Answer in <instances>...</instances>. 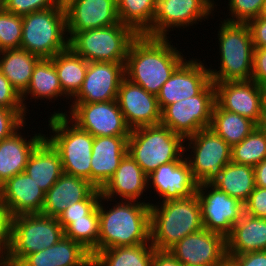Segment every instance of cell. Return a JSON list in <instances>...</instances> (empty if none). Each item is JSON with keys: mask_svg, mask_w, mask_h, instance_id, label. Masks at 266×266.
<instances>
[{"mask_svg": "<svg viewBox=\"0 0 266 266\" xmlns=\"http://www.w3.org/2000/svg\"><path fill=\"white\" fill-rule=\"evenodd\" d=\"M168 37L138 35L130 44L125 78L157 96L162 85L185 60ZM174 46V47H173Z\"/></svg>", "mask_w": 266, "mask_h": 266, "instance_id": "6da1fadb", "label": "cell"}, {"mask_svg": "<svg viewBox=\"0 0 266 266\" xmlns=\"http://www.w3.org/2000/svg\"><path fill=\"white\" fill-rule=\"evenodd\" d=\"M145 201L119 200L108 210L101 195L98 251L150 243V203Z\"/></svg>", "mask_w": 266, "mask_h": 266, "instance_id": "7a4b0ae2", "label": "cell"}, {"mask_svg": "<svg viewBox=\"0 0 266 266\" xmlns=\"http://www.w3.org/2000/svg\"><path fill=\"white\" fill-rule=\"evenodd\" d=\"M159 204L150 202V243L156 251H168L185 236L204 228L197 193Z\"/></svg>", "mask_w": 266, "mask_h": 266, "instance_id": "3957f363", "label": "cell"}, {"mask_svg": "<svg viewBox=\"0 0 266 266\" xmlns=\"http://www.w3.org/2000/svg\"><path fill=\"white\" fill-rule=\"evenodd\" d=\"M218 44L220 67L210 69L213 83L250 80L252 77L254 46L246 23L220 21Z\"/></svg>", "mask_w": 266, "mask_h": 266, "instance_id": "277c9868", "label": "cell"}, {"mask_svg": "<svg viewBox=\"0 0 266 266\" xmlns=\"http://www.w3.org/2000/svg\"><path fill=\"white\" fill-rule=\"evenodd\" d=\"M185 139L161 124L132 129L127 153L148 176L162 164L183 160Z\"/></svg>", "mask_w": 266, "mask_h": 266, "instance_id": "5b68a950", "label": "cell"}, {"mask_svg": "<svg viewBox=\"0 0 266 266\" xmlns=\"http://www.w3.org/2000/svg\"><path fill=\"white\" fill-rule=\"evenodd\" d=\"M68 39L63 3L22 16L20 48L41 59H51L66 50Z\"/></svg>", "mask_w": 266, "mask_h": 266, "instance_id": "8992f818", "label": "cell"}, {"mask_svg": "<svg viewBox=\"0 0 266 266\" xmlns=\"http://www.w3.org/2000/svg\"><path fill=\"white\" fill-rule=\"evenodd\" d=\"M68 47L88 62H126L132 41L138 34L118 24L86 31H67Z\"/></svg>", "mask_w": 266, "mask_h": 266, "instance_id": "52a82bcc", "label": "cell"}, {"mask_svg": "<svg viewBox=\"0 0 266 266\" xmlns=\"http://www.w3.org/2000/svg\"><path fill=\"white\" fill-rule=\"evenodd\" d=\"M64 236V229L56 217L41 213L12 217L9 251L1 266H17L27 255L56 244Z\"/></svg>", "mask_w": 266, "mask_h": 266, "instance_id": "ba28073f", "label": "cell"}, {"mask_svg": "<svg viewBox=\"0 0 266 266\" xmlns=\"http://www.w3.org/2000/svg\"><path fill=\"white\" fill-rule=\"evenodd\" d=\"M48 119V127L52 132L50 131L51 135L45 138L58 151L63 172L91 183L94 137L89 132L80 129L66 115H51Z\"/></svg>", "mask_w": 266, "mask_h": 266, "instance_id": "9c48e42d", "label": "cell"}, {"mask_svg": "<svg viewBox=\"0 0 266 266\" xmlns=\"http://www.w3.org/2000/svg\"><path fill=\"white\" fill-rule=\"evenodd\" d=\"M184 142H187L184 152L191 149V154L185 159L198 184L212 183L231 162V147L211 128L198 131L185 138Z\"/></svg>", "mask_w": 266, "mask_h": 266, "instance_id": "30bf717a", "label": "cell"}, {"mask_svg": "<svg viewBox=\"0 0 266 266\" xmlns=\"http://www.w3.org/2000/svg\"><path fill=\"white\" fill-rule=\"evenodd\" d=\"M215 105V87L211 81L198 95L166 106L161 111L160 124L184 139L210 128Z\"/></svg>", "mask_w": 266, "mask_h": 266, "instance_id": "8fae6325", "label": "cell"}, {"mask_svg": "<svg viewBox=\"0 0 266 266\" xmlns=\"http://www.w3.org/2000/svg\"><path fill=\"white\" fill-rule=\"evenodd\" d=\"M69 111L51 115H66L80 129L93 137L130 136L131 129L125 122L117 100L97 103H72ZM69 115H68V114Z\"/></svg>", "mask_w": 266, "mask_h": 266, "instance_id": "7c38bea8", "label": "cell"}, {"mask_svg": "<svg viewBox=\"0 0 266 266\" xmlns=\"http://www.w3.org/2000/svg\"><path fill=\"white\" fill-rule=\"evenodd\" d=\"M196 193L201 205L204 229L220 233L226 238L241 219L244 204L212 183L198 184Z\"/></svg>", "mask_w": 266, "mask_h": 266, "instance_id": "4fadbf2b", "label": "cell"}, {"mask_svg": "<svg viewBox=\"0 0 266 266\" xmlns=\"http://www.w3.org/2000/svg\"><path fill=\"white\" fill-rule=\"evenodd\" d=\"M168 251L183 266H224L227 263L226 238L204 228L185 236Z\"/></svg>", "mask_w": 266, "mask_h": 266, "instance_id": "5bb4252c", "label": "cell"}, {"mask_svg": "<svg viewBox=\"0 0 266 266\" xmlns=\"http://www.w3.org/2000/svg\"><path fill=\"white\" fill-rule=\"evenodd\" d=\"M215 6L217 8L214 0H157L152 37L169 38L171 28L196 25L211 14L213 16Z\"/></svg>", "mask_w": 266, "mask_h": 266, "instance_id": "9a60e30c", "label": "cell"}, {"mask_svg": "<svg viewBox=\"0 0 266 266\" xmlns=\"http://www.w3.org/2000/svg\"><path fill=\"white\" fill-rule=\"evenodd\" d=\"M125 78V64L88 62L85 79L72 103H97L117 100L119 86Z\"/></svg>", "mask_w": 266, "mask_h": 266, "instance_id": "2e32d148", "label": "cell"}, {"mask_svg": "<svg viewBox=\"0 0 266 266\" xmlns=\"http://www.w3.org/2000/svg\"><path fill=\"white\" fill-rule=\"evenodd\" d=\"M184 58L157 95L161 111L172 103L198 95L211 82L209 68L200 59Z\"/></svg>", "mask_w": 266, "mask_h": 266, "instance_id": "e0dca14e", "label": "cell"}, {"mask_svg": "<svg viewBox=\"0 0 266 266\" xmlns=\"http://www.w3.org/2000/svg\"><path fill=\"white\" fill-rule=\"evenodd\" d=\"M214 87L215 103L221 109L258 122L266 88L251 79L214 83Z\"/></svg>", "mask_w": 266, "mask_h": 266, "instance_id": "ac0fdd59", "label": "cell"}, {"mask_svg": "<svg viewBox=\"0 0 266 266\" xmlns=\"http://www.w3.org/2000/svg\"><path fill=\"white\" fill-rule=\"evenodd\" d=\"M117 102L131 130L158 125L161 122V109L157 96L127 78H124L119 86Z\"/></svg>", "mask_w": 266, "mask_h": 266, "instance_id": "d6986e66", "label": "cell"}, {"mask_svg": "<svg viewBox=\"0 0 266 266\" xmlns=\"http://www.w3.org/2000/svg\"><path fill=\"white\" fill-rule=\"evenodd\" d=\"M67 31H86L120 22L117 0H66Z\"/></svg>", "mask_w": 266, "mask_h": 266, "instance_id": "ffe728a7", "label": "cell"}, {"mask_svg": "<svg viewBox=\"0 0 266 266\" xmlns=\"http://www.w3.org/2000/svg\"><path fill=\"white\" fill-rule=\"evenodd\" d=\"M147 178L148 188L153 185L152 190L162 202L190 197L197 192L198 182L185 158L160 165Z\"/></svg>", "mask_w": 266, "mask_h": 266, "instance_id": "44dd1931", "label": "cell"}, {"mask_svg": "<svg viewBox=\"0 0 266 266\" xmlns=\"http://www.w3.org/2000/svg\"><path fill=\"white\" fill-rule=\"evenodd\" d=\"M45 192L26 173L16 174L0 186V202L12 217L41 213Z\"/></svg>", "mask_w": 266, "mask_h": 266, "instance_id": "7402d4cb", "label": "cell"}, {"mask_svg": "<svg viewBox=\"0 0 266 266\" xmlns=\"http://www.w3.org/2000/svg\"><path fill=\"white\" fill-rule=\"evenodd\" d=\"M147 177L140 165L127 153L116 172L100 189L103 201L113 202L117 196L120 200L139 201L148 189Z\"/></svg>", "mask_w": 266, "mask_h": 266, "instance_id": "603a6c76", "label": "cell"}, {"mask_svg": "<svg viewBox=\"0 0 266 266\" xmlns=\"http://www.w3.org/2000/svg\"><path fill=\"white\" fill-rule=\"evenodd\" d=\"M129 136L94 137L91 156V183L101 189L116 172L127 154Z\"/></svg>", "mask_w": 266, "mask_h": 266, "instance_id": "cb8c5ba5", "label": "cell"}, {"mask_svg": "<svg viewBox=\"0 0 266 266\" xmlns=\"http://www.w3.org/2000/svg\"><path fill=\"white\" fill-rule=\"evenodd\" d=\"M26 124L25 122L10 137L0 141V186L16 174L25 172L32 151L46 136L35 132L32 138L30 136L27 139L20 131L24 130Z\"/></svg>", "mask_w": 266, "mask_h": 266, "instance_id": "d4e9b609", "label": "cell"}, {"mask_svg": "<svg viewBox=\"0 0 266 266\" xmlns=\"http://www.w3.org/2000/svg\"><path fill=\"white\" fill-rule=\"evenodd\" d=\"M95 189L88 180L63 173L45 193L41 214L58 218L70 204L85 200Z\"/></svg>", "mask_w": 266, "mask_h": 266, "instance_id": "484cf974", "label": "cell"}, {"mask_svg": "<svg viewBox=\"0 0 266 266\" xmlns=\"http://www.w3.org/2000/svg\"><path fill=\"white\" fill-rule=\"evenodd\" d=\"M17 266H92V255L79 243L63 236L53 246L27 255Z\"/></svg>", "mask_w": 266, "mask_h": 266, "instance_id": "4316f807", "label": "cell"}, {"mask_svg": "<svg viewBox=\"0 0 266 266\" xmlns=\"http://www.w3.org/2000/svg\"><path fill=\"white\" fill-rule=\"evenodd\" d=\"M266 250V219L246 213L226 237V255H240Z\"/></svg>", "mask_w": 266, "mask_h": 266, "instance_id": "83f0119b", "label": "cell"}, {"mask_svg": "<svg viewBox=\"0 0 266 266\" xmlns=\"http://www.w3.org/2000/svg\"><path fill=\"white\" fill-rule=\"evenodd\" d=\"M25 172L45 193L64 173L58 151L46 138L32 151Z\"/></svg>", "mask_w": 266, "mask_h": 266, "instance_id": "f1b7e54d", "label": "cell"}, {"mask_svg": "<svg viewBox=\"0 0 266 266\" xmlns=\"http://www.w3.org/2000/svg\"><path fill=\"white\" fill-rule=\"evenodd\" d=\"M40 60V57L22 48L6 49L0 53V71L22 95L28 88L33 70Z\"/></svg>", "mask_w": 266, "mask_h": 266, "instance_id": "f546056e", "label": "cell"}, {"mask_svg": "<svg viewBox=\"0 0 266 266\" xmlns=\"http://www.w3.org/2000/svg\"><path fill=\"white\" fill-rule=\"evenodd\" d=\"M30 94V95H29ZM28 95L30 99H42L47 101L56 100L62 96L71 100L63 91L59 82L58 74L51 59H41L35 66L30 84L26 91L21 95L24 110L28 113L24 102ZM58 97V98H57Z\"/></svg>", "mask_w": 266, "mask_h": 266, "instance_id": "4dcf8cb0", "label": "cell"}, {"mask_svg": "<svg viewBox=\"0 0 266 266\" xmlns=\"http://www.w3.org/2000/svg\"><path fill=\"white\" fill-rule=\"evenodd\" d=\"M155 251L151 243L108 248L92 256V266H151Z\"/></svg>", "mask_w": 266, "mask_h": 266, "instance_id": "1f68e13d", "label": "cell"}, {"mask_svg": "<svg viewBox=\"0 0 266 266\" xmlns=\"http://www.w3.org/2000/svg\"><path fill=\"white\" fill-rule=\"evenodd\" d=\"M58 74L62 91L71 99L79 92L85 79L88 61L69 47L51 58Z\"/></svg>", "mask_w": 266, "mask_h": 266, "instance_id": "d6a6232c", "label": "cell"}, {"mask_svg": "<svg viewBox=\"0 0 266 266\" xmlns=\"http://www.w3.org/2000/svg\"><path fill=\"white\" fill-rule=\"evenodd\" d=\"M212 184L244 204L255 188L254 169L229 162Z\"/></svg>", "mask_w": 266, "mask_h": 266, "instance_id": "836d02e7", "label": "cell"}, {"mask_svg": "<svg viewBox=\"0 0 266 266\" xmlns=\"http://www.w3.org/2000/svg\"><path fill=\"white\" fill-rule=\"evenodd\" d=\"M210 128L232 147L247 137L256 128V123L237 113L221 109L215 103Z\"/></svg>", "mask_w": 266, "mask_h": 266, "instance_id": "e575fe53", "label": "cell"}, {"mask_svg": "<svg viewBox=\"0 0 266 266\" xmlns=\"http://www.w3.org/2000/svg\"><path fill=\"white\" fill-rule=\"evenodd\" d=\"M157 0H117V11L122 24L131 27L138 35L152 37V21Z\"/></svg>", "mask_w": 266, "mask_h": 266, "instance_id": "d590c367", "label": "cell"}, {"mask_svg": "<svg viewBox=\"0 0 266 266\" xmlns=\"http://www.w3.org/2000/svg\"><path fill=\"white\" fill-rule=\"evenodd\" d=\"M64 236L82 245L92 256L98 252V206L86 217L72 219V223L64 230Z\"/></svg>", "mask_w": 266, "mask_h": 266, "instance_id": "8d00e7d4", "label": "cell"}, {"mask_svg": "<svg viewBox=\"0 0 266 266\" xmlns=\"http://www.w3.org/2000/svg\"><path fill=\"white\" fill-rule=\"evenodd\" d=\"M266 158V135L255 128L231 147V162L255 167Z\"/></svg>", "mask_w": 266, "mask_h": 266, "instance_id": "74e56055", "label": "cell"}, {"mask_svg": "<svg viewBox=\"0 0 266 266\" xmlns=\"http://www.w3.org/2000/svg\"><path fill=\"white\" fill-rule=\"evenodd\" d=\"M22 16L7 11L0 12V45L3 50L20 48Z\"/></svg>", "mask_w": 266, "mask_h": 266, "instance_id": "f35d334b", "label": "cell"}, {"mask_svg": "<svg viewBox=\"0 0 266 266\" xmlns=\"http://www.w3.org/2000/svg\"><path fill=\"white\" fill-rule=\"evenodd\" d=\"M101 198L100 189L96 188L85 200L70 204L59 216L58 221L65 230L72 219L84 218L98 205Z\"/></svg>", "mask_w": 266, "mask_h": 266, "instance_id": "ab89813d", "label": "cell"}, {"mask_svg": "<svg viewBox=\"0 0 266 266\" xmlns=\"http://www.w3.org/2000/svg\"><path fill=\"white\" fill-rule=\"evenodd\" d=\"M229 15L223 19L228 22L247 23L260 15L265 0H228ZM231 14V15H230Z\"/></svg>", "mask_w": 266, "mask_h": 266, "instance_id": "60d3db41", "label": "cell"}, {"mask_svg": "<svg viewBox=\"0 0 266 266\" xmlns=\"http://www.w3.org/2000/svg\"><path fill=\"white\" fill-rule=\"evenodd\" d=\"M59 0H5V11L16 15H26L34 11L56 7Z\"/></svg>", "mask_w": 266, "mask_h": 266, "instance_id": "b9f144b4", "label": "cell"}, {"mask_svg": "<svg viewBox=\"0 0 266 266\" xmlns=\"http://www.w3.org/2000/svg\"><path fill=\"white\" fill-rule=\"evenodd\" d=\"M25 116V110L0 107V141L18 130L26 122Z\"/></svg>", "mask_w": 266, "mask_h": 266, "instance_id": "7bdbcfd3", "label": "cell"}, {"mask_svg": "<svg viewBox=\"0 0 266 266\" xmlns=\"http://www.w3.org/2000/svg\"><path fill=\"white\" fill-rule=\"evenodd\" d=\"M0 107L24 110L21 95L0 71Z\"/></svg>", "mask_w": 266, "mask_h": 266, "instance_id": "ee69618b", "label": "cell"}, {"mask_svg": "<svg viewBox=\"0 0 266 266\" xmlns=\"http://www.w3.org/2000/svg\"><path fill=\"white\" fill-rule=\"evenodd\" d=\"M244 213L266 219V188L255 186L244 203Z\"/></svg>", "mask_w": 266, "mask_h": 266, "instance_id": "f6af8a7d", "label": "cell"}, {"mask_svg": "<svg viewBox=\"0 0 266 266\" xmlns=\"http://www.w3.org/2000/svg\"><path fill=\"white\" fill-rule=\"evenodd\" d=\"M12 215L0 202V263L5 259L11 242Z\"/></svg>", "mask_w": 266, "mask_h": 266, "instance_id": "bcb514c9", "label": "cell"}, {"mask_svg": "<svg viewBox=\"0 0 266 266\" xmlns=\"http://www.w3.org/2000/svg\"><path fill=\"white\" fill-rule=\"evenodd\" d=\"M230 266H266V250L240 255H227Z\"/></svg>", "mask_w": 266, "mask_h": 266, "instance_id": "7dc6e473", "label": "cell"}, {"mask_svg": "<svg viewBox=\"0 0 266 266\" xmlns=\"http://www.w3.org/2000/svg\"><path fill=\"white\" fill-rule=\"evenodd\" d=\"M251 80L266 88V48H254Z\"/></svg>", "mask_w": 266, "mask_h": 266, "instance_id": "c3c4849f", "label": "cell"}, {"mask_svg": "<svg viewBox=\"0 0 266 266\" xmlns=\"http://www.w3.org/2000/svg\"><path fill=\"white\" fill-rule=\"evenodd\" d=\"M254 48H266V18L257 17L246 23Z\"/></svg>", "mask_w": 266, "mask_h": 266, "instance_id": "681fc988", "label": "cell"}, {"mask_svg": "<svg viewBox=\"0 0 266 266\" xmlns=\"http://www.w3.org/2000/svg\"><path fill=\"white\" fill-rule=\"evenodd\" d=\"M151 266H183L169 251H155Z\"/></svg>", "mask_w": 266, "mask_h": 266, "instance_id": "f907efd6", "label": "cell"}, {"mask_svg": "<svg viewBox=\"0 0 266 266\" xmlns=\"http://www.w3.org/2000/svg\"><path fill=\"white\" fill-rule=\"evenodd\" d=\"M253 169L255 186L266 188V158L253 167Z\"/></svg>", "mask_w": 266, "mask_h": 266, "instance_id": "816d5d0a", "label": "cell"}, {"mask_svg": "<svg viewBox=\"0 0 266 266\" xmlns=\"http://www.w3.org/2000/svg\"><path fill=\"white\" fill-rule=\"evenodd\" d=\"M256 128L266 135V98L264 99Z\"/></svg>", "mask_w": 266, "mask_h": 266, "instance_id": "f5cc1de1", "label": "cell"}, {"mask_svg": "<svg viewBox=\"0 0 266 266\" xmlns=\"http://www.w3.org/2000/svg\"><path fill=\"white\" fill-rule=\"evenodd\" d=\"M258 17L266 18V0L263 3L260 15Z\"/></svg>", "mask_w": 266, "mask_h": 266, "instance_id": "db71d44e", "label": "cell"}, {"mask_svg": "<svg viewBox=\"0 0 266 266\" xmlns=\"http://www.w3.org/2000/svg\"><path fill=\"white\" fill-rule=\"evenodd\" d=\"M5 10V0H0V12Z\"/></svg>", "mask_w": 266, "mask_h": 266, "instance_id": "11a10c76", "label": "cell"}]
</instances>
